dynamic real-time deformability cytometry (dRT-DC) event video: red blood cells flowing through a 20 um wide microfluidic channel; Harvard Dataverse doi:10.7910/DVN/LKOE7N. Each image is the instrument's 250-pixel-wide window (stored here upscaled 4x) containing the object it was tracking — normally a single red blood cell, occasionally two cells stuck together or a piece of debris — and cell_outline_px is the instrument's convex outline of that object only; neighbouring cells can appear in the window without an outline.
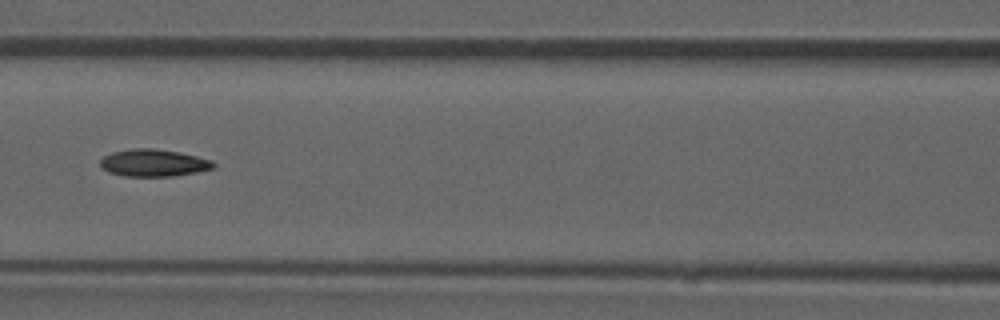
{"species": "common noctule bat (a hibernating species)", "species_latin": "Nyctalus noctula", "temperature_condition": "room temperature", "stored_images_in_passage": 52, "camera_frame_rate_fps": 3000, "um_per_image_px": 0.085, "animal": {"sex": "male", "forearm_length_mm": 52.5}, "frame": {"image": 1, "passage_image": 23, "time_ms": 7.333, "image_size_px": [1000, 320], "cell_outline_px": [[216, 168], [176, 176], [124, 176], [108, 172], [100, 164], [100, 160], [104, 156], [112, 152], [136, 148], [152, 148], [180, 152], [212, 160], [216, 164]], "centroid_in_image_um": [13.09, 13.85], "position_along_channel_um": 153.5, "area_um2": 17.98}, "authors_computed_cell_mechanics": {"area_um2": 17.7157, "velocity_mm_per_s": 3.9012, "shape_relaxation_time_tau1_ms": null, "shape_relaxation_time_tau2_ms": 11.1677, "deformation_change_tau1": null, "deformation_change_tau2": 0.1977}}